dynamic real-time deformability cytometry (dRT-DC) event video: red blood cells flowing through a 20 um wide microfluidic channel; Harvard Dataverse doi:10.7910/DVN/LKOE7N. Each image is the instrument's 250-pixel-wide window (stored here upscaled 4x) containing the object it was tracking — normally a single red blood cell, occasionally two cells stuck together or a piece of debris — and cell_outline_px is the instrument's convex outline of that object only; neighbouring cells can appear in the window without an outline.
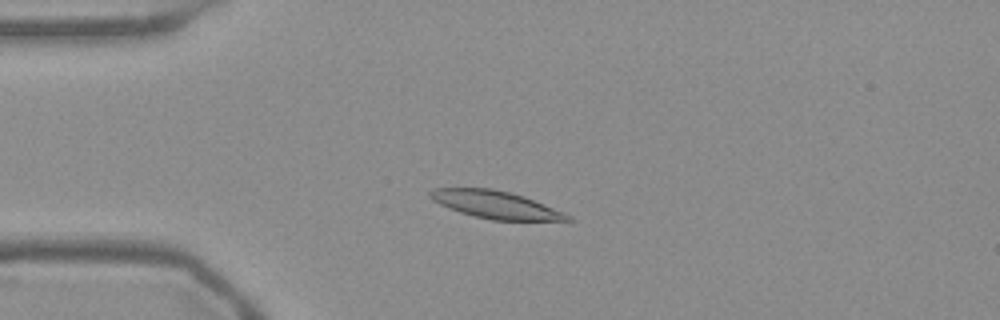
{"species": "Egyptian fruit bat (a non-hibernating species)", "species_latin": "Rousettus aegyptiacus", "temperature_condition": "warm", "stored_images_in_passage": 54, "camera_frame_rate_fps": 3000, "um_per_image_px": 0.085, "frame": {"image": 1, "passage_image": 13, "time_ms": 4.0, "image_size_px": [1000, 320], "cell_outline_px": [[576, 220], [492, 220], [472, 216], [448, 208], [432, 200], [428, 196], [428, 192], [432, 188], [492, 188], [524, 196], [564, 212], [572, 216]], "centroid_in_image_um": [42.1, 17.4], "position_along_channel_um": 42.9, "area_um2": 22.08}}
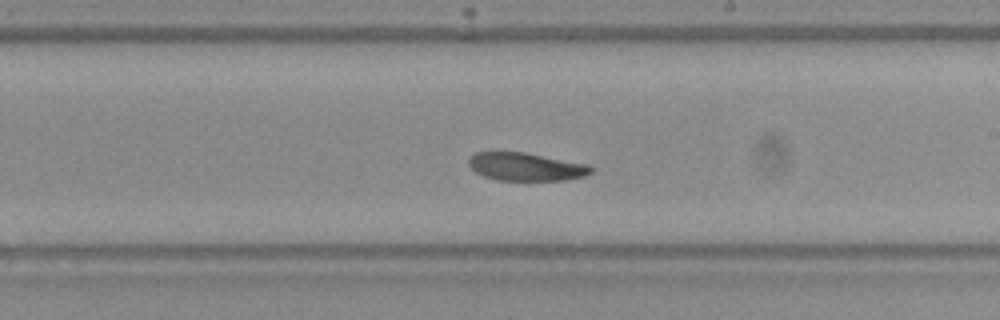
{"frame": {"image": 2, "passage_image": 31, "time_ms": 10.0, "image_size_px": [1000, 320], "cell_outline_px": [[592, 172], [584, 176], [568, 180], [496, 180], [484, 176], [476, 172], [468, 164], [468, 160], [476, 152], [524, 152], [588, 164], [592, 168]], "centroid_in_image_um": [44.71, 14.17], "position_along_channel_um": 244.3, "area_um2": 19.88}}
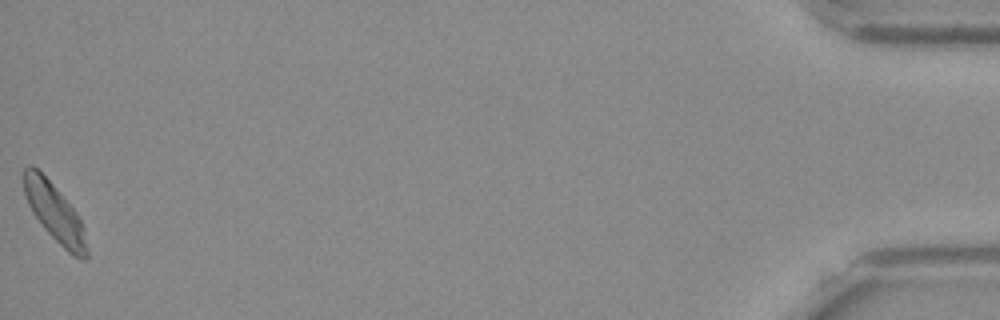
{"frame": {"image": 3, "passage_image": 54, "time_ms": 17.667, "image_size_px": [1000, 320], "cell_outline_px": [[88, 256], [84, 260], [80, 260], [72, 256], [44, 228], [32, 212], [28, 204], [24, 192], [20, 172], [28, 164], [32, 164], [52, 184], [76, 212], [80, 220], [88, 248]], "centroid_in_image_um": [4.6, 18.05], "position_along_channel_um": 430.6, "area_um2": 21.21}}